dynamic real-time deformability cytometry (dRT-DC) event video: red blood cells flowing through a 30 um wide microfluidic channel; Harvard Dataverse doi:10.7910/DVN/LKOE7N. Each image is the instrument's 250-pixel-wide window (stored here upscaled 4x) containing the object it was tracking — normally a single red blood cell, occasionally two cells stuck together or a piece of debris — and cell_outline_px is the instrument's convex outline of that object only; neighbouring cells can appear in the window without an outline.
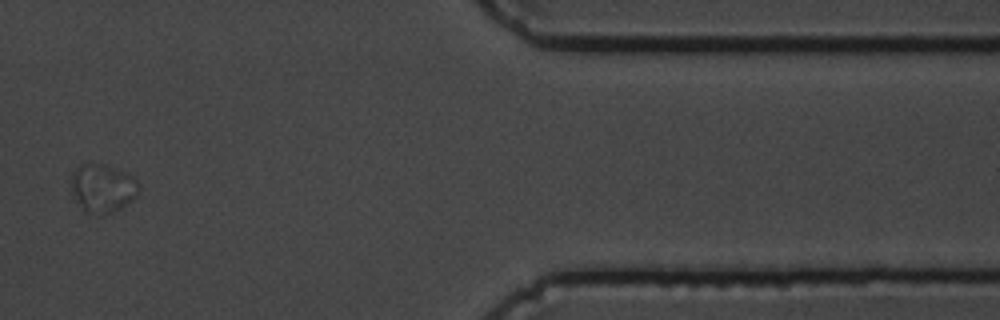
{"species": "common noctule bat (a hibernating species)", "species_latin": "Nyctalus noctula", "temperature_condition": "cold", "stored_images_in_passage": 15, "segment_of_instrument_passage": [2, 2], "camera_frame_rate_fps": 3000, "um_per_image_px": 0.085, "animal": {"sex": "male", "body_mass_g": 19.5, "forearm_length_mm": 54.6}, "frame": {"image": 1, "passage_image": 13, "time_ms": 14.0, "image_size_px": [1000, 320], "cell_outline_px": [[140, 188], [136, 196], [132, 200], [120, 208], [104, 216], [84, 208], [76, 200], [72, 192], [72, 172], [80, 164], [104, 164], [116, 168], [132, 176], [136, 180]], "centroid_in_image_um": [8.74, 15.97], "position_along_channel_um": 402.7, "area_um2": 18.67}}